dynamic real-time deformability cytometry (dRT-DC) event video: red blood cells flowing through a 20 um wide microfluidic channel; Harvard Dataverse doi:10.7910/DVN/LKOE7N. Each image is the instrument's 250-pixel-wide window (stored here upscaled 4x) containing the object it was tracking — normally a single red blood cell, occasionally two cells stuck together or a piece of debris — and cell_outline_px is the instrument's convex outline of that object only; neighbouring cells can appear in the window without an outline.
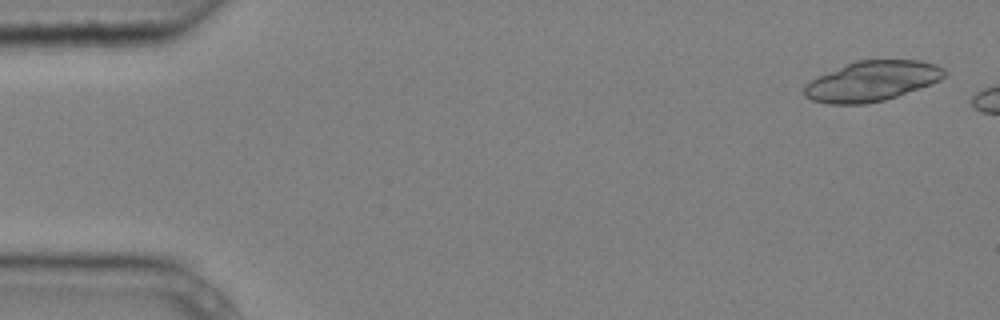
{"species": "common noctule bat (a hibernating species)", "species_latin": "Nyctalus noctula", "temperature_condition": "cold", "stored_images_in_passage": 10, "camera_frame_rate_fps": 3000, "um_per_image_px": 0.085, "animal": {"sex": "male", "body_mass_g": 20.4}, "frame": {"image": 1, "passage_image": 1, "time_ms": 0.0, "image_size_px": [1000, 320], "cell_outline_px": [[948, 72], [940, 80], [932, 84], [884, 100], [864, 104], [828, 104], [812, 100], [804, 96], [804, 84], [816, 76], [844, 64], [856, 60], [920, 60], [936, 64], [944, 68]], "centroid_in_image_um": [74.1, 6.88], "position_along_channel_um": 10.9, "area_um2": 33.06}}